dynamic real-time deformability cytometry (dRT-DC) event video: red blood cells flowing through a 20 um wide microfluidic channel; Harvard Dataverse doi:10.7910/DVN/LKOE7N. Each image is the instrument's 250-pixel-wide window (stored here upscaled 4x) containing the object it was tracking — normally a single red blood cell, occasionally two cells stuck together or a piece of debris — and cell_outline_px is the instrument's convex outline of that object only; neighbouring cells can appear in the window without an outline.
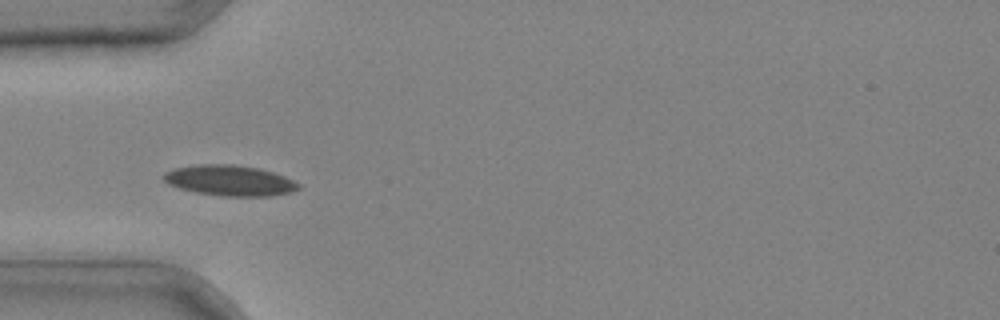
{"species": "common noctule bat (a hibernating species)", "species_latin": "Nyctalus noctula", "temperature_condition": "cold", "stored_images_in_passage": 34, "camera_frame_rate_fps": 3000, "um_per_image_px": 0.085, "animal": {"sex": "male", "body_mass_g": 20.4}, "frame": {"image": 1, "passage_image": 5, "time_ms": 1.333, "image_size_px": [1000, 320], "cell_outline_px": [[300, 188], [292, 192], [272, 196], [220, 196], [196, 192], [180, 188], [168, 184], [160, 176], [164, 172], [176, 168], [196, 164], [232, 164], [260, 168], [284, 176], [300, 184]], "centroid_in_image_um": [19.51, 15.34], "position_along_channel_um": 65.5, "area_um2": 24.16}}
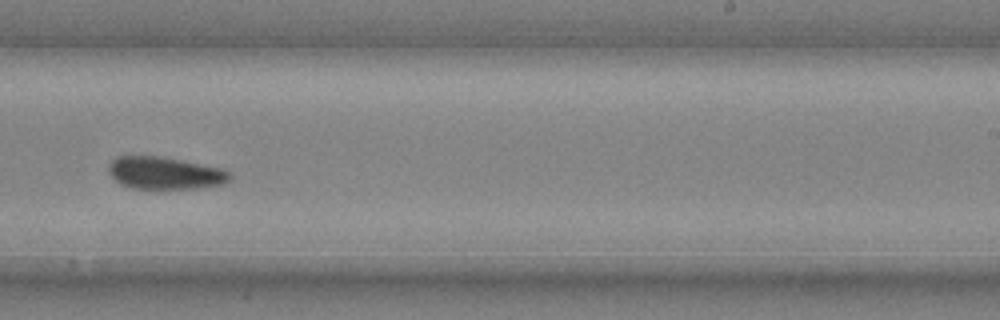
{"frame": {"image": 2, "passage_image": 19, "time_ms": 6.0, "image_size_px": [1000, 320], "cell_outline_px": [[232, 176], [224, 184], [200, 188], [164, 192], [132, 188], [120, 184], [108, 172], [108, 164], [116, 156], [160, 156], [224, 168]], "centroid_in_image_um": [14.02, 14.76], "position_along_channel_um": 275.0, "area_um2": 23.87}}
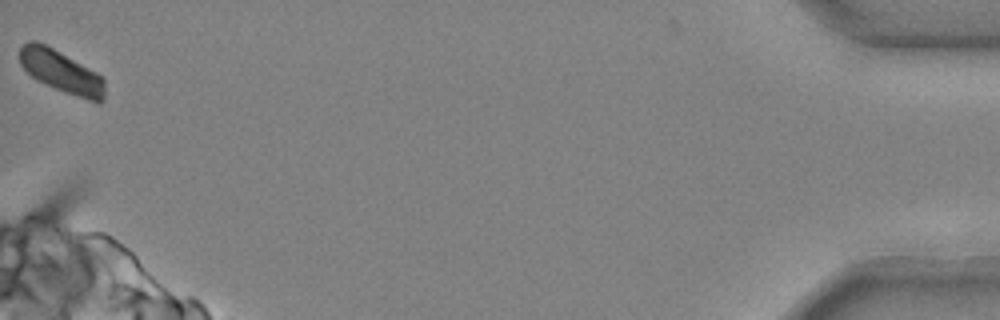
{"frame": {"image": 3, "passage_image": 34, "time_ms": 11.0, "image_size_px": [1000, 320], "cell_outline_px": [[104, 100], [100, 104], [64, 92], [36, 80], [20, 64], [20, 48], [28, 40], [36, 40], [60, 52], [104, 76]], "centroid_in_image_um": [5.24, 6.1], "position_along_channel_um": 430.0, "area_um2": 20.98}}